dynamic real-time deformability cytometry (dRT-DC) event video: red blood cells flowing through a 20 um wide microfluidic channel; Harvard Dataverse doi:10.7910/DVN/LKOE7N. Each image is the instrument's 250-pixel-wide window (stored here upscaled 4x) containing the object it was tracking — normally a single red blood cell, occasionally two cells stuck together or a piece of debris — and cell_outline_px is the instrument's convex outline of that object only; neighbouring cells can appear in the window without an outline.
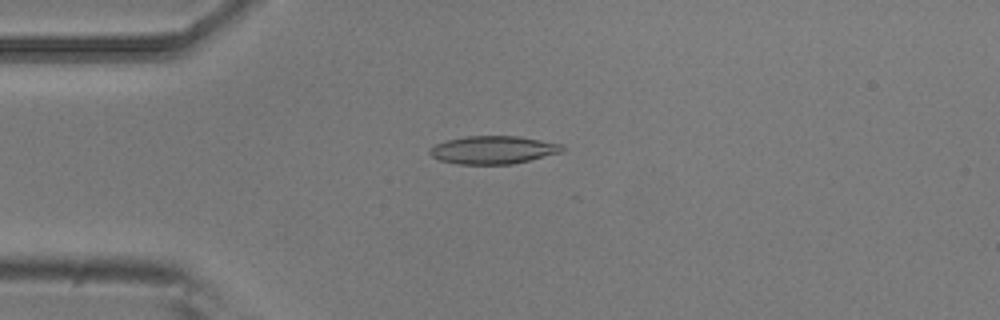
{"species": "common noctule bat (a hibernating species)", "species_latin": "Nyctalus noctula", "temperature_condition": "room temperature", "stored_images_in_passage": 4, "camera_frame_rate_fps": 3000, "um_per_image_px": 0.085, "animal": {"sex": "male", "body_mass_g": 20.5, "forearm_length_mm": 52.5}, "frame": {"image": 1, "passage_image": 2, "time_ms": 0.333, "image_size_px": [1000, 320], "cell_outline_px": [[564, 152], [512, 164], [456, 164], [440, 160], [432, 156], [428, 152], [428, 148], [436, 144], [448, 140], [464, 136], [516, 136], [564, 144]], "centroid_in_image_um": [41.93, 12.74], "position_along_channel_um": 43.1, "area_um2": 21.68}}